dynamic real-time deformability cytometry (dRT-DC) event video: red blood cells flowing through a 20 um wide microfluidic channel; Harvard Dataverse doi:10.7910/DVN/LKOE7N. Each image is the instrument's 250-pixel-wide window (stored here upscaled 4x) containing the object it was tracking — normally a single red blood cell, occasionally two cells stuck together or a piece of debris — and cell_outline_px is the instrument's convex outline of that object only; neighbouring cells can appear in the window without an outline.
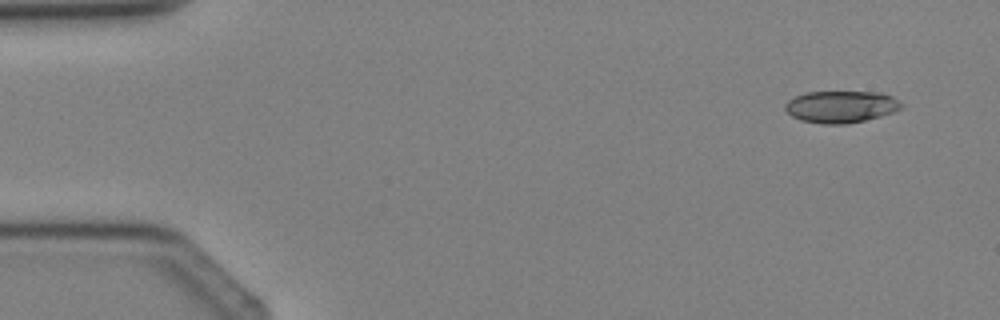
{"species": "Egyptian fruit bat (a non-hibernating species)", "species_latin": "Rousettus aegyptiacus", "temperature_condition": "cold", "stored_images_in_passage": 3, "camera_frame_rate_fps": 3000, "um_per_image_px": 0.085, "animal": {"sex": "female"}, "frame": {"image": 1, "passage_image": 1, "time_ms": 0.0, "image_size_px": [1000, 320], "cell_outline_px": [[904, 104], [896, 112], [864, 120], [844, 124], [820, 124], [800, 120], [792, 116], [784, 108], [784, 104], [788, 100], [796, 96], [808, 92], [880, 92], [892, 96], [900, 100]], "centroid_in_image_um": [71.5, 9.07], "position_along_channel_um": 13.5, "area_um2": 21.73}}
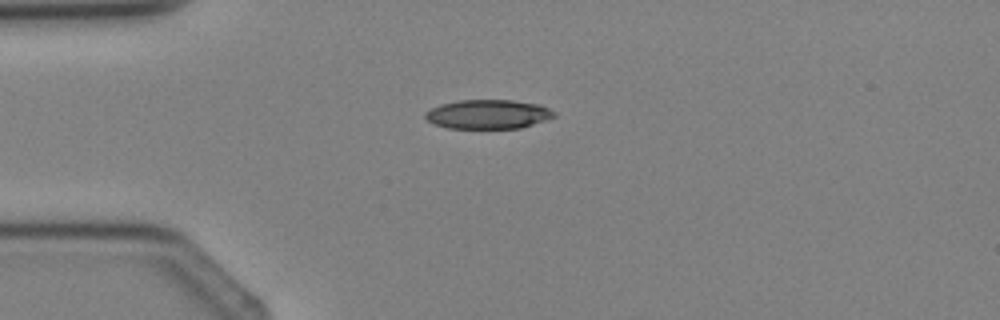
{"frame": {"image": 2, "passage_image": 3, "time_ms": 2.333, "image_size_px": [1000, 320], "cell_outline_px": [[556, 116], [520, 128], [448, 128], [436, 124], [428, 120], [424, 116], [424, 112], [440, 104], [460, 100], [512, 100], [540, 104], [556, 112]], "centroid_in_image_um": [41.49, 9.7], "position_along_channel_um": 43.5, "area_um2": 21.79}}